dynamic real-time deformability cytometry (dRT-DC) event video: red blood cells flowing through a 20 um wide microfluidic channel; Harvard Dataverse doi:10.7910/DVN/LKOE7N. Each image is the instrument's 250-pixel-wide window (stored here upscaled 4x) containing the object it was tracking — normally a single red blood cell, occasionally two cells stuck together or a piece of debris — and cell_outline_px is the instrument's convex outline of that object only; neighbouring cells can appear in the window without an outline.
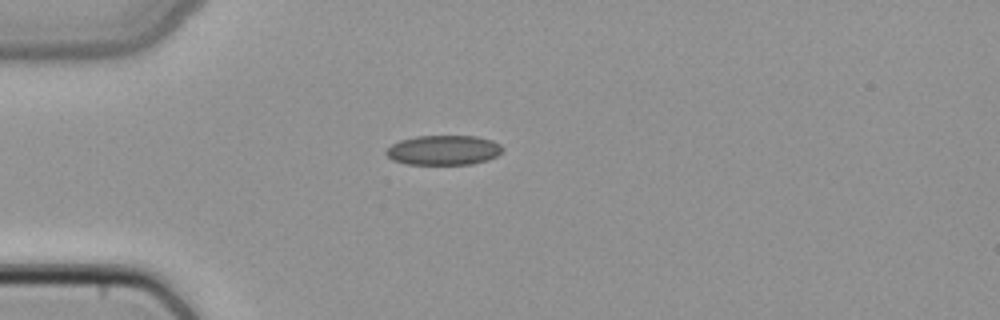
{"species": "common noctule bat (a hibernating species)", "species_latin": "Nyctalus noctula", "temperature_condition": "cold", "stored_images_in_passage": 1, "camera_frame_rate_fps": 3000, "um_per_image_px": 0.085, "animal": {"sex": "female", "body_mass_g": 22.7, "forearm_length_mm": 54.2}, "frame": {"image": 1, "passage_image": 1, "time_ms": 0.0, "image_size_px": [1000, 320], "cell_outline_px": [[504, 148], [496, 156], [488, 160], [472, 164], [408, 164], [392, 160], [384, 152], [392, 144], [400, 140], [416, 136], [476, 136], [492, 140], [500, 144]], "centroid_in_image_um": [37.71, 12.76], "position_along_channel_um": 47.3, "area_um2": 20.17}}